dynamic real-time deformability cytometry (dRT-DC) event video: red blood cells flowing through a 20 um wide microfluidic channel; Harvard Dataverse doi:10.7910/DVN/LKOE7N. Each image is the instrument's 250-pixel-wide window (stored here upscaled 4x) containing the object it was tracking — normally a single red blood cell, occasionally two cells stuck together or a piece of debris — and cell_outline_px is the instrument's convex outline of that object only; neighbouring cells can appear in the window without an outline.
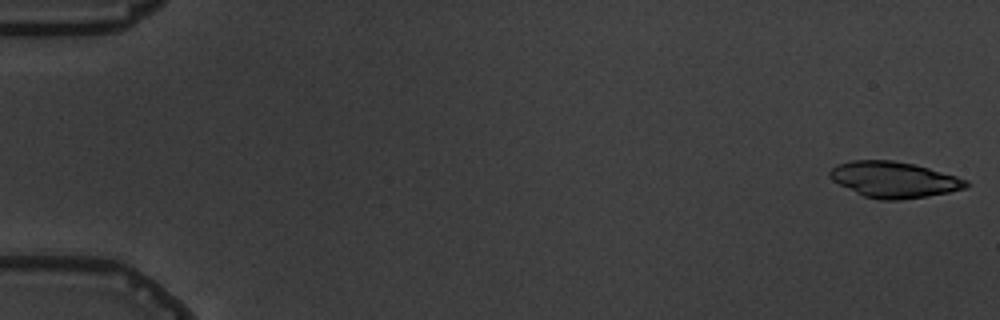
{"species": "common noctule bat (a hibernating species)", "species_latin": "Nyctalus noctula", "temperature_condition": "warm", "stored_images_in_passage": 5, "camera_frame_rate_fps": 3000, "um_per_image_px": 0.085, "animal": {"sex": "male", "body_mass_g": 19.5, "forearm_length_mm": 54.6}, "frame": {"image": 1, "passage_image": 1, "time_ms": 0.0, "image_size_px": [1000, 320], "cell_outline_px": [[968, 188], [928, 196], [900, 200], [880, 200], [864, 196], [832, 180], [828, 176], [828, 172], [832, 168], [840, 164], [852, 160], [892, 160], [912, 164], [928, 168], [956, 176], [968, 180]], "centroid_in_image_um": [76.0, 15.27], "position_along_channel_um": 9.0, "area_um2": 28.32}}
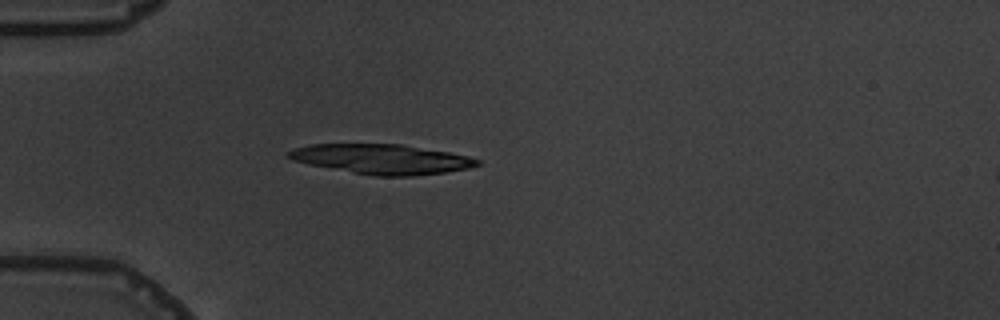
{"frame": {"image": 2, "passage_image": 5, "time_ms": 5.0, "image_size_px": [1000, 320], "cell_outline_px": [[480, 164], [468, 168], [444, 172], [412, 176], [372, 176], [308, 164], [292, 160], [284, 156], [288, 152], [296, 148], [312, 144], [400, 144], [448, 152], [468, 156], [480, 160]], "centroid_in_image_um": [32.42, 13.53], "position_along_channel_um": 52.6, "area_um2": 32.6}}